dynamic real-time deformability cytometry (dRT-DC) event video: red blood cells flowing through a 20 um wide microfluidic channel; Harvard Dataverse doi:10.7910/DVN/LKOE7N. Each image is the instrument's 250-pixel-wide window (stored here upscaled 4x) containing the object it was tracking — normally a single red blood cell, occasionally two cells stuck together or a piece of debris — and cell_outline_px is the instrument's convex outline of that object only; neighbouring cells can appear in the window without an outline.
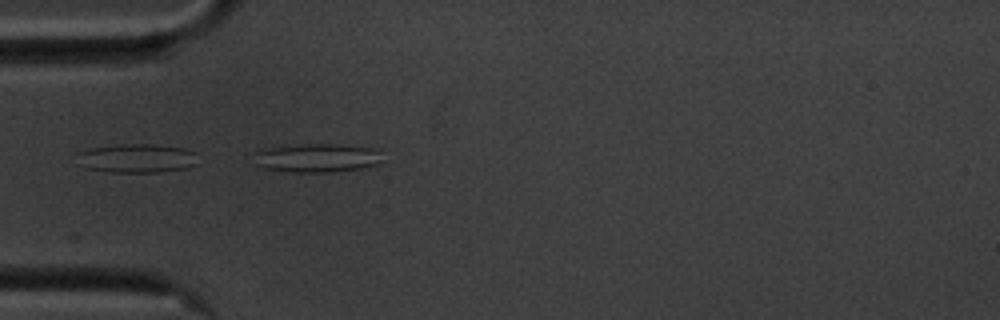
{"species": "common noctule bat (a hibernating species)", "species_latin": "Nyctalus noctula", "temperature_condition": "cold", "stored_images_in_passage": 29, "camera_frame_rate_fps": 3000, "um_per_image_px": 0.085, "animal": {"sex": "male", "body_mass_g": 20.1, "forearm_length_mm": 53.5}, "frame": {"image": 1, "passage_image": 16, "time_ms": 5.0, "image_size_px": [1000, 320], "cell_outline_px": [[380, 164], [360, 168], [332, 172], [292, 172], [264, 168], [252, 164], [248, 152], [260, 148], [304, 144], [328, 144], [372, 148], [380, 152]], "centroid_in_image_um": [26.75, 13.42], "position_along_channel_um": 58.3, "area_um2": 21.96}}